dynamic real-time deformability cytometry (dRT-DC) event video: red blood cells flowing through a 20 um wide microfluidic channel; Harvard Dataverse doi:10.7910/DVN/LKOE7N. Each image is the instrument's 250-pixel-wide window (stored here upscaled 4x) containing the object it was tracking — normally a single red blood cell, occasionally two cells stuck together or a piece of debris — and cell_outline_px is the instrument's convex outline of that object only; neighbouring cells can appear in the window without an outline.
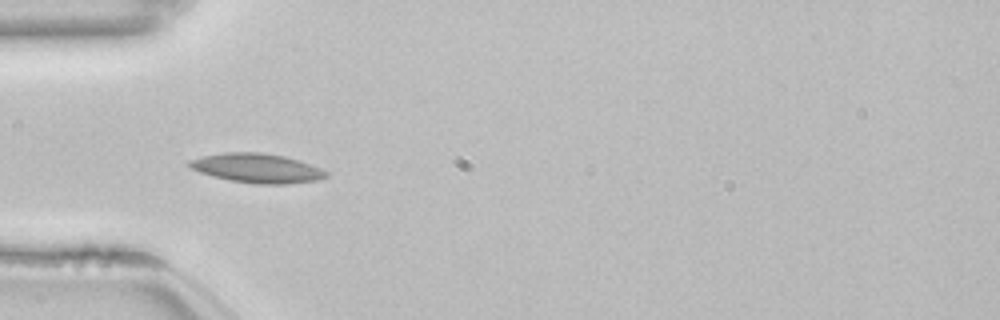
{"species": "common noctule bat (a hibernating species)", "species_latin": "Nyctalus noctula", "temperature_condition": "room temperature", "stored_images_in_passage": 53, "camera_frame_rate_fps": 3000, "um_per_image_px": 0.085, "animal": {"sex": "female", "body_mass_g": 22.7, "forearm_length_mm": 54.2}, "frame": {"image": 1, "passage_image": 16, "time_ms": 5.0, "image_size_px": [1000, 320], "cell_outline_px": [[328, 176], [320, 180], [288, 184], [256, 184], [228, 180], [212, 176], [200, 172], [192, 168], [188, 164], [188, 160], [204, 156], [224, 152], [260, 152], [284, 156], [300, 160], [320, 168], [328, 172]], "centroid_in_image_um": [21.88, 14.3], "position_along_channel_um": 63.1, "area_um2": 23.47}, "authors_computed_cell_mechanics": {"area_um2": 21.0392, "velocity_mm_per_s": 3.8259, "shape_relaxation_time_tau1_ms": 10.219, "shape_relaxation_time_tau2_ms": 6.1702, "deformation_change_tau1": 0.1816, "deformation_change_tau2": 0.1174}}